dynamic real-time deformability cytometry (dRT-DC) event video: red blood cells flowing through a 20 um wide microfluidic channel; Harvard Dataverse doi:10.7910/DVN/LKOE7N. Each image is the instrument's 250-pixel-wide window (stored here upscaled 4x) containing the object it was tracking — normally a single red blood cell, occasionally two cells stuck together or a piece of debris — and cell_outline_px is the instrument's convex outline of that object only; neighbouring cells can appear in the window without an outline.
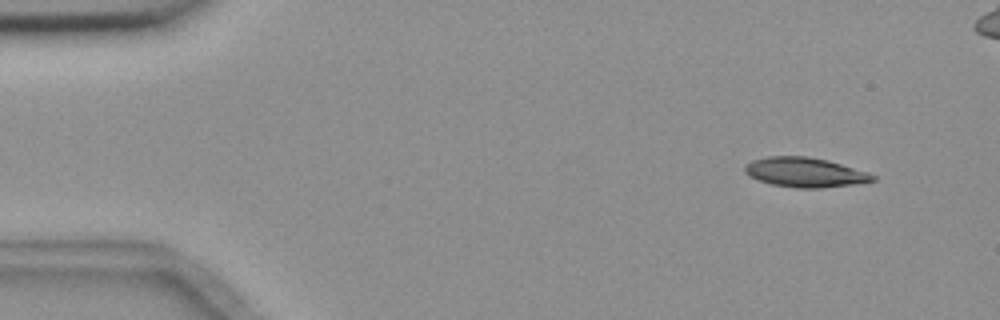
{"species": "common noctule bat (a hibernating species)", "species_latin": "Nyctalus noctula", "temperature_condition": "room temperature", "stored_images_in_passage": 6, "camera_frame_rate_fps": 3000, "um_per_image_px": 0.085, "animal": {"sex": "female", "body_mass_g": 18.4}, "frame": {"image": 1, "passage_image": 2, "time_ms": 1.0, "image_size_px": [1000, 320], "cell_outline_px": [[876, 180], [852, 184], [820, 188], [796, 188], [772, 184], [748, 176], [744, 172], [744, 164], [752, 160], [768, 156], [808, 156], [828, 160], [868, 172], [876, 176]], "centroid_in_image_um": [68.39, 14.64], "position_along_channel_um": 16.6, "area_um2": 22.08}}